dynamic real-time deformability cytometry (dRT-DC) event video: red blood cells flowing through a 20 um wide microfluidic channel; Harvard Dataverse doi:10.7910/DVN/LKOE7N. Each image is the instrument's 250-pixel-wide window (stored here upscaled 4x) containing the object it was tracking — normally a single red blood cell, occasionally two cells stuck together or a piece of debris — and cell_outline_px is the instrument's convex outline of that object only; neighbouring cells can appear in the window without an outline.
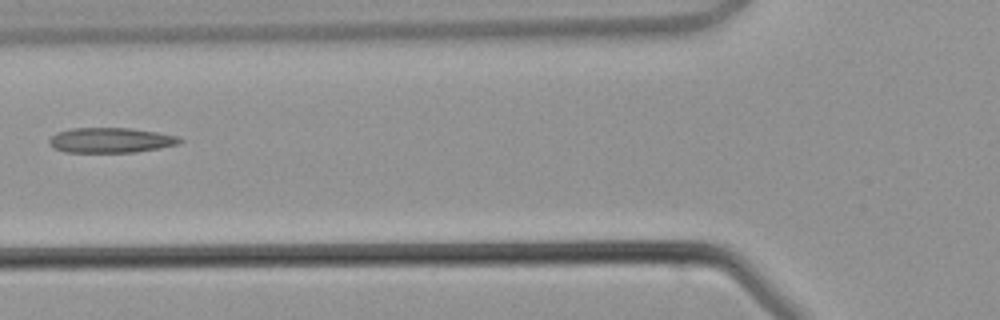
{"species": "common noctule bat (a hibernating species)", "species_latin": "Nyctalus noctula", "temperature_condition": "warm", "stored_images_in_passage": 5, "camera_frame_rate_fps": 3000, "um_per_image_px": 0.085, "animal": {"sex": "male", "body_mass_g": 21.5, "forearm_length_mm": 52.0}, "frame": {"image": 1, "passage_image": 5, "time_ms": 5.0, "image_size_px": [1000, 320], "cell_outline_px": [[184, 140], [176, 144], [160, 148], [136, 152], [64, 152], [52, 148], [48, 144], [48, 140], [56, 132], [72, 128], [128, 128], [156, 132], [176, 136]], "centroid_in_image_um": [9.34, 11.92], "position_along_channel_um": 116.5, "area_um2": 19.07}}